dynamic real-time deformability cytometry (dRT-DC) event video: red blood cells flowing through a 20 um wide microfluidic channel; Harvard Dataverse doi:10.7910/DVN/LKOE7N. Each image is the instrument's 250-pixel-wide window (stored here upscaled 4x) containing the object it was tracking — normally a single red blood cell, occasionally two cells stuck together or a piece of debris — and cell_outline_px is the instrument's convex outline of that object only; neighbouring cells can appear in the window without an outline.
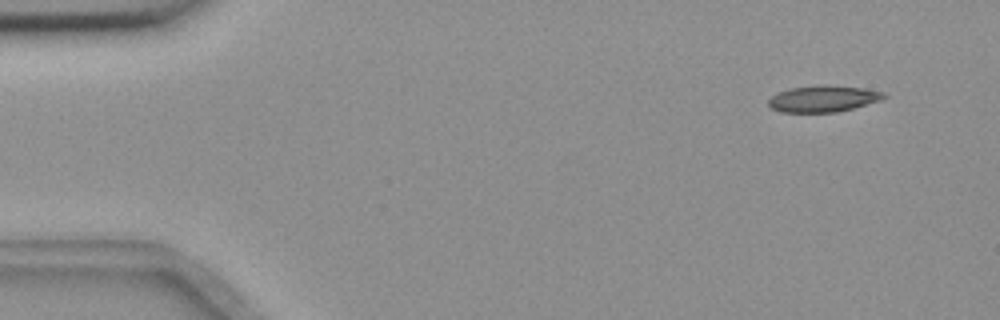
{"species": "common noctule bat (a hibernating species)", "species_latin": "Nyctalus noctula", "temperature_condition": "room temperature", "stored_images_in_passage": 3, "camera_frame_rate_fps": 3000, "um_per_image_px": 0.085, "animal": {"sex": "female", "body_mass_g": 18.4}, "frame": {"image": 1, "passage_image": 1, "time_ms": 0.0, "image_size_px": [1000, 320], "cell_outline_px": [[888, 96], [880, 100], [852, 108], [836, 112], [780, 112], [772, 108], [768, 104], [768, 100], [776, 92], [792, 88], [820, 84], [864, 88], [884, 92]], "centroid_in_image_um": [69.95, 8.38], "position_along_channel_um": 15.0, "area_um2": 17.74}}
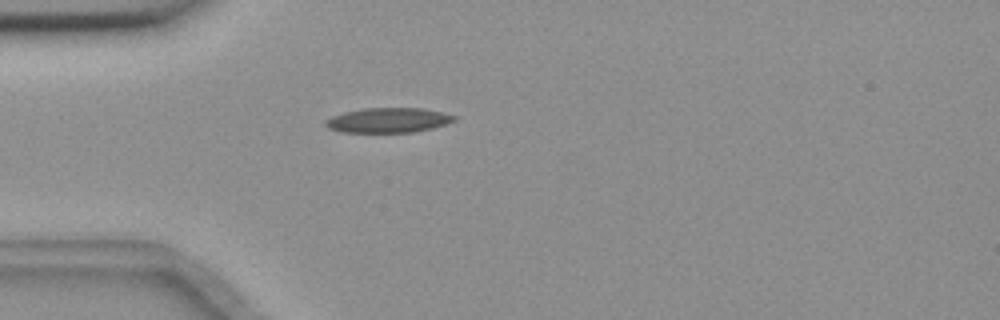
{"frame": {"image": 2, "passage_image": 3, "time_ms": 0.667, "image_size_px": [1000, 320], "cell_outline_px": [[460, 116], [456, 120], [432, 128], [412, 132], [340, 132], [328, 128], [324, 124], [324, 120], [332, 116], [344, 112], [364, 108], [424, 108]], "centroid_in_image_um": [33.0, 10.21], "position_along_channel_um": 52.0, "area_um2": 18.73}}